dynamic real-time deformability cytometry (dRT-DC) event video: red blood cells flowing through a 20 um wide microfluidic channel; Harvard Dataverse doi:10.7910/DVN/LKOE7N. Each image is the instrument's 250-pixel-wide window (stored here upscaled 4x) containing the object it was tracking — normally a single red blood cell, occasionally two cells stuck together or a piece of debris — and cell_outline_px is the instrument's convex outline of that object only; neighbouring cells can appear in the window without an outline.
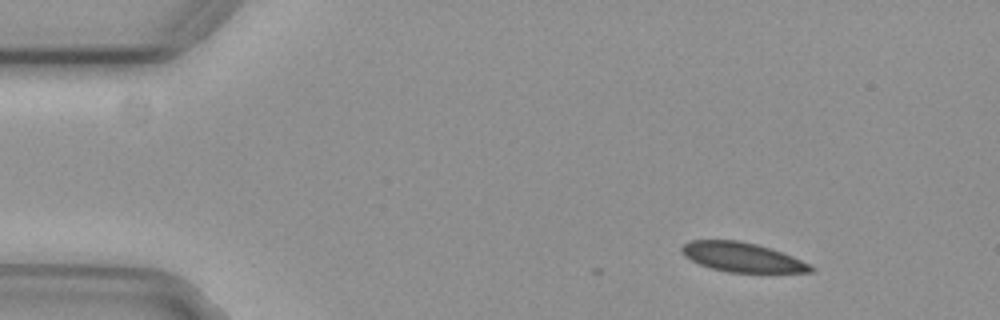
{"species": "common noctule bat (a hibernating species)", "species_latin": "Nyctalus noctula", "temperature_condition": "cold", "stored_images_in_passage": 5, "camera_frame_rate_fps": 3000, "um_per_image_px": 0.085, "animal": {"sex": "female", "body_mass_g": 29.2, "forearm_length_mm": 56.3}, "frame": {"image": 1, "passage_image": 2, "time_ms": 0.333, "image_size_px": [1000, 320], "cell_outline_px": [[816, 268], [812, 272], [728, 272], [712, 268], [700, 264], [684, 256], [680, 252], [680, 248], [684, 244], [692, 240], [740, 240], [772, 248], [812, 264]], "centroid_in_image_um": [63.11, 21.85], "position_along_channel_um": 21.9, "area_um2": 22.14}}